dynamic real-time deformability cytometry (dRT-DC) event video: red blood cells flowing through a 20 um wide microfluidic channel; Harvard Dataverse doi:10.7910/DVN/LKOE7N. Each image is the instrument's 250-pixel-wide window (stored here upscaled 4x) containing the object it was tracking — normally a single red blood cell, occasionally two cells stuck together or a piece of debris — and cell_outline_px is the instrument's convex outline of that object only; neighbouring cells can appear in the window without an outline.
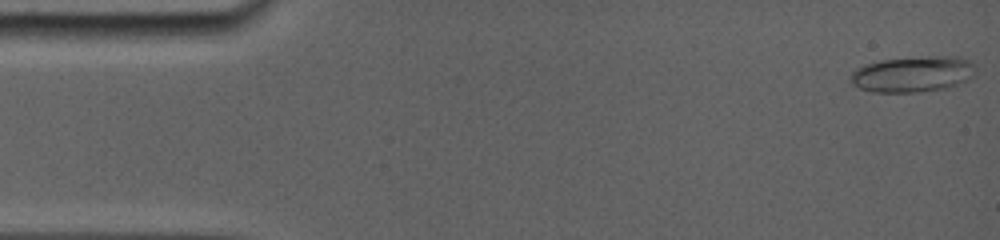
{"species": "common noctule bat (a hibernating species)", "species_latin": "Nyctalus noctula", "temperature_condition": "room temperature", "stored_images_in_passage": 45, "camera_frame_rate_fps": 5000, "um_per_image_px": 0.085, "animal": {"sex": "female", "body_mass_g": 19.0, "forearm_length_mm": 56.7}, "frame": {"image": 1, "passage_image": 1, "time_ms": 0.0, "image_size_px": [1000, 240], "cell_outline_px": [[976, 68], [972, 76], [968, 80], [948, 88], [920, 92], [872, 92], [860, 88], [852, 84], [848, 76], [856, 68], [864, 64], [880, 60], [928, 56], [960, 56], [968, 60]], "centroid_in_image_um": [77.57, 6.3], "position_along_channel_um": 7.4, "area_um2": 26.41}}
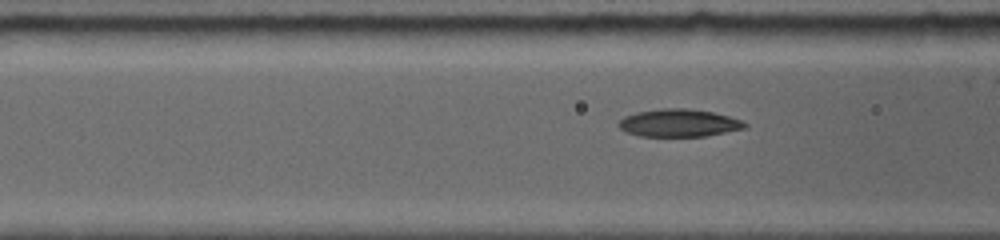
{"frame": {"image": 2, "passage_image": 33, "time_ms": 5.8, "image_size_px": [1000, 240], "cell_outline_px": [[748, 124], [744, 128], [704, 136], [640, 136], [628, 132], [620, 128], [620, 120], [624, 116], [636, 112], [664, 108], [688, 108], [712, 112], [728, 116], [740, 120]], "centroid_in_image_um": [57.69, 10.44], "position_along_channel_um": 108.9, "area_um2": 20.0}}
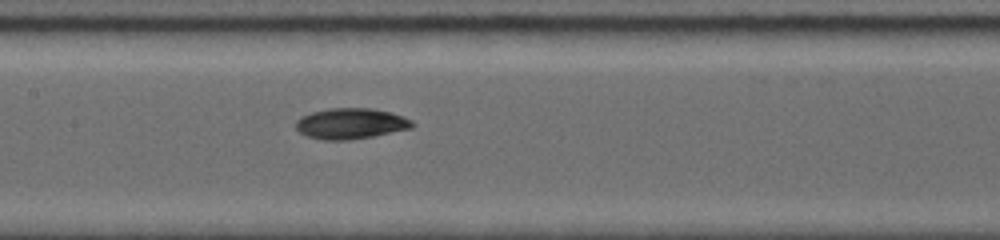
{"frame": {"image": 3, "passage_image": 44, "time_ms": 7.6, "image_size_px": [1000, 240], "cell_outline_px": [[412, 124], [408, 128], [368, 136], [344, 140], [328, 140], [308, 136], [300, 132], [296, 128], [296, 120], [300, 116], [312, 112], [332, 108], [372, 108], [388, 112], [412, 120]], "centroid_in_image_um": [29.72, 10.48], "position_along_channel_um": 177.7, "area_um2": 20.11}}